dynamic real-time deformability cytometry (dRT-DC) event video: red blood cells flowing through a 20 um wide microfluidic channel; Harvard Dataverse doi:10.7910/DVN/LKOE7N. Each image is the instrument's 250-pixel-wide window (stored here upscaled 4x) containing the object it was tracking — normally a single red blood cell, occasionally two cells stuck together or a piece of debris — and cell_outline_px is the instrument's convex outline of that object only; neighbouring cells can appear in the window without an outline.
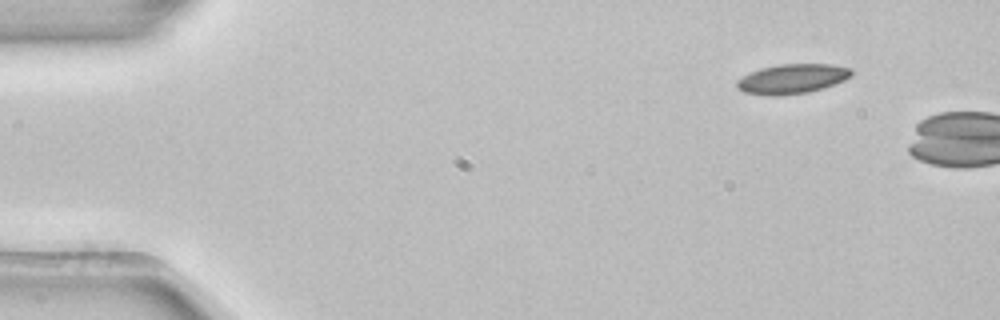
{"species": "common noctule bat (a hibernating species)", "species_latin": "Nyctalus noctula", "temperature_condition": "room temperature", "stored_images_in_passage": 2, "camera_frame_rate_fps": 3000, "um_per_image_px": 0.085, "animal": {"sex": "female", "body_mass_g": 22.7, "forearm_length_mm": 54.2}, "frame": {"image": 1, "passage_image": 1, "time_ms": 0.0, "image_size_px": [1000, 320], "cell_outline_px": [[852, 76], [844, 80], [808, 92], [772, 96], [744, 92], [736, 88], [736, 80], [760, 68], [780, 64], [832, 64], [852, 68]], "centroid_in_image_um": [67.33, 6.69], "position_along_channel_um": 17.7, "area_um2": 19.59}}